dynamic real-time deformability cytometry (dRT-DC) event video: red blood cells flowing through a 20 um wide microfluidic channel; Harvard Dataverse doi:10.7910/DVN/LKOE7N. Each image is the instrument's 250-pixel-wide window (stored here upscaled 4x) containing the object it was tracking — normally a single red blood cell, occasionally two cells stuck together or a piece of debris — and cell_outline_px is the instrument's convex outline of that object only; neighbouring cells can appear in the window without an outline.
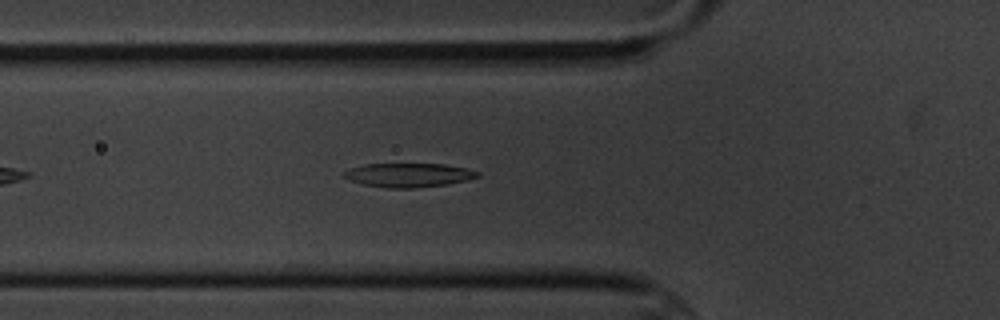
{"species": "common noctule bat (a hibernating species)", "species_latin": "Nyctalus noctula", "temperature_condition": "cold", "stored_images_in_passage": 5, "camera_frame_rate_fps": 3000, "um_per_image_px": 0.085, "animal": {"sex": "male", "body_mass_g": 20.1, "forearm_length_mm": 53.5}, "frame": {"image": 1, "passage_image": 5, "time_ms": 5.667, "image_size_px": [1000, 320], "cell_outline_px": [[480, 176], [468, 180], [448, 184], [412, 188], [388, 188], [364, 184], [348, 180], [344, 176], [344, 172], [348, 168], [364, 164], [444, 164], [468, 168], [480, 172]], "centroid_in_image_um": [34.75, 14.87], "position_along_channel_um": 91.0, "area_um2": 18.73}}